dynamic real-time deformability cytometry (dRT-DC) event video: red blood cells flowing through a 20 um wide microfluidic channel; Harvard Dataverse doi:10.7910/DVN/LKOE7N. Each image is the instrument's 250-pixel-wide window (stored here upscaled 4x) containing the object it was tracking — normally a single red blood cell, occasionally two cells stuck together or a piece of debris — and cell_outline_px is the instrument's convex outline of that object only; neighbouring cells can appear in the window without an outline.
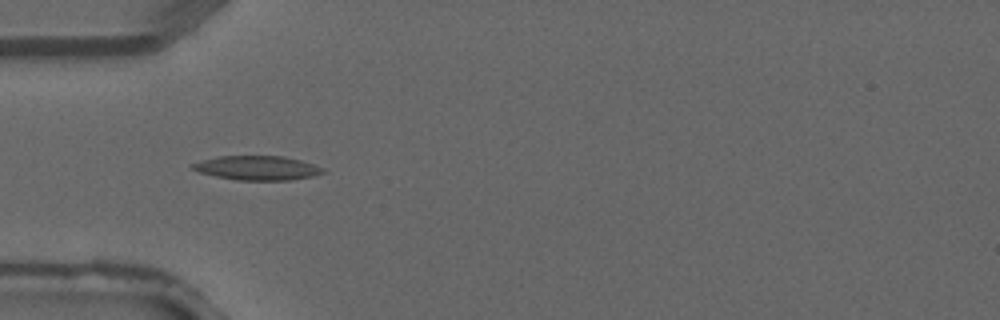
{"species": "common noctule bat (a hibernating species)", "species_latin": "Nyctalus noctula", "temperature_condition": "warm", "stored_images_in_passage": 4, "camera_frame_rate_fps": 3000, "um_per_image_px": 0.085, "animal": {"sex": "male", "forearm_length_mm": 52.5}, "frame": {"image": 1, "passage_image": 3, "time_ms": 0.667, "image_size_px": [1000, 320], "cell_outline_px": [[328, 172], [312, 176], [292, 180], [236, 180], [216, 176], [200, 172], [192, 168], [188, 164], [220, 156], [284, 156], [300, 160], [324, 168]], "centroid_in_image_um": [21.9, 14.28], "position_along_channel_um": 63.1, "area_um2": 18.38}}